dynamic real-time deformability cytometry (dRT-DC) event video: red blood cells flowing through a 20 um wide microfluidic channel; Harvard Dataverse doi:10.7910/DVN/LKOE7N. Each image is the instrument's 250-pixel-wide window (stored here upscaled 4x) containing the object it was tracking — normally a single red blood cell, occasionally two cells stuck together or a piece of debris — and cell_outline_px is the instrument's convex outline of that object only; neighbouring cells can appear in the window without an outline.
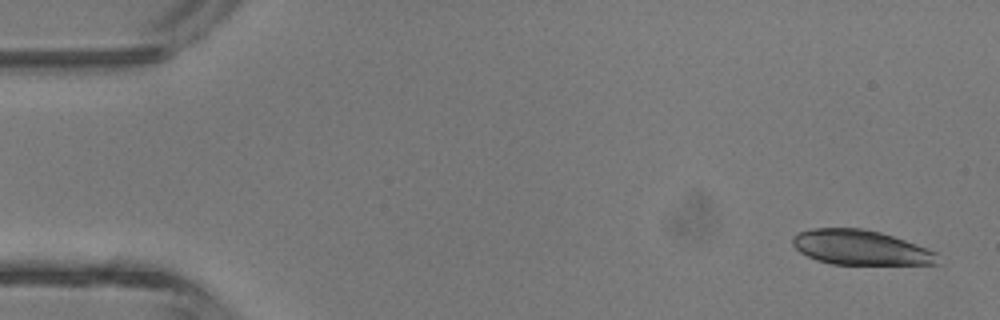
{"species": "common noctule bat (a hibernating species)", "species_latin": "Nyctalus noctula", "temperature_condition": "room temperature", "stored_images_in_passage": 4, "camera_frame_rate_fps": 3000, "um_per_image_px": 0.085, "animal": {"sex": "male", "body_mass_g": 13.3}, "frame": {"image": 1, "passage_image": 1, "time_ms": 0.0, "image_size_px": [1000, 320], "cell_outline_px": [[944, 264], [832, 264], [816, 260], [800, 252], [792, 244], [792, 236], [796, 232], [812, 228], [860, 228], [880, 232], [904, 240], [936, 252]], "centroid_in_image_um": [73.13, 21.04], "position_along_channel_um": 11.9, "area_um2": 29.48}}